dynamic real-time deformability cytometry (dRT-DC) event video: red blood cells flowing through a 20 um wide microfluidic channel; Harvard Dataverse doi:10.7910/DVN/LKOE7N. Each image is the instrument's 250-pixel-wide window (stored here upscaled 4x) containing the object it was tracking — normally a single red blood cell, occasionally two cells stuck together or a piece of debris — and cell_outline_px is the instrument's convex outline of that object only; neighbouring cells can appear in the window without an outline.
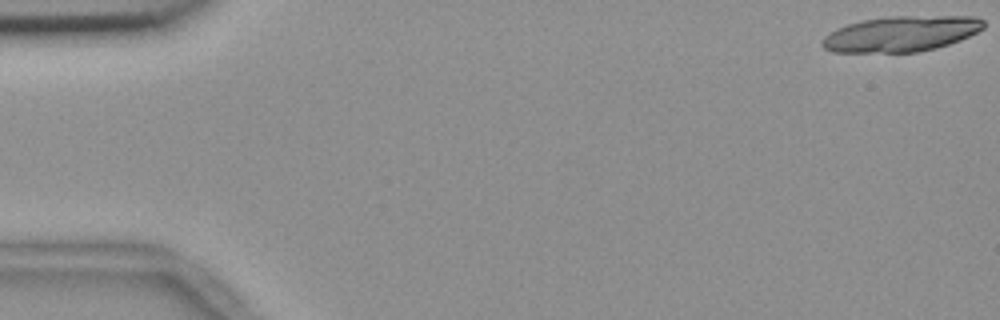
{"species": "common noctule bat (a hibernating species)", "species_latin": "Nyctalus noctula", "temperature_condition": "room temperature", "stored_images_in_passage": 19, "camera_frame_rate_fps": 3000, "um_per_image_px": 0.085, "animal": {"sex": "female", "body_mass_g": 18.4}, "frame": {"image": 1, "passage_image": 1, "time_ms": 0.0, "image_size_px": [1000, 320], "cell_outline_px": [[984, 28], [960, 40], [936, 48], [920, 52], [832, 52], [824, 48], [820, 44], [824, 36], [836, 28], [848, 24], [864, 20], [892, 16], [976, 16], [984, 20]], "centroid_in_image_um": [76.59, 2.87], "position_along_channel_um": 8.4, "area_um2": 33.47}}